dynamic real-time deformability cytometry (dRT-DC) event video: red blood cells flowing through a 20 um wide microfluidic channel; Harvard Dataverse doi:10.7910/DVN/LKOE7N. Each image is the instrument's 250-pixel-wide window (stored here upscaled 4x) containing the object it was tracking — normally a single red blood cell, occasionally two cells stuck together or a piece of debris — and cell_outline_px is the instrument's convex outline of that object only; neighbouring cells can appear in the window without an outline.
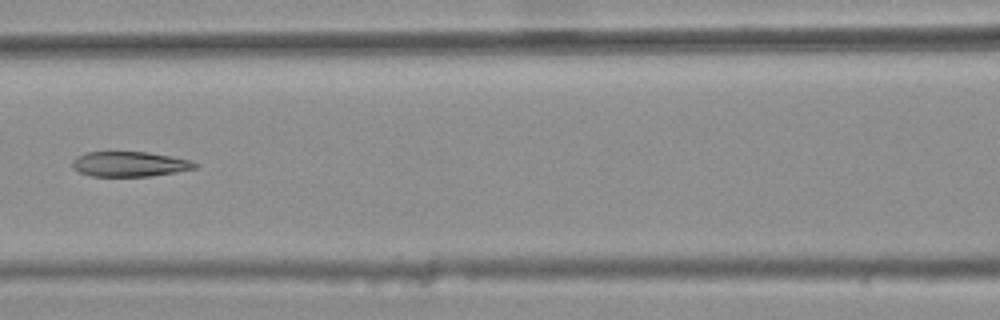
{"species": "common noctule bat (a hibernating species)", "species_latin": "Nyctalus noctula", "temperature_condition": "warm", "stored_images_in_passage": 6, "camera_frame_rate_fps": 3000, "um_per_image_px": 0.085, "animal": {"sex": "female", "body_mass_g": 25.1}, "frame": {"image": 1, "passage_image": 6, "time_ms": 1.667, "image_size_px": [1000, 320], "cell_outline_px": [[196, 168], [176, 172], [152, 176], [92, 176], [80, 172], [72, 164], [72, 160], [76, 156], [84, 152], [148, 152], [192, 160], [196, 164]], "centroid_in_image_um": [11.02, 13.94], "position_along_channel_um": 155.6, "area_um2": 17.8}}